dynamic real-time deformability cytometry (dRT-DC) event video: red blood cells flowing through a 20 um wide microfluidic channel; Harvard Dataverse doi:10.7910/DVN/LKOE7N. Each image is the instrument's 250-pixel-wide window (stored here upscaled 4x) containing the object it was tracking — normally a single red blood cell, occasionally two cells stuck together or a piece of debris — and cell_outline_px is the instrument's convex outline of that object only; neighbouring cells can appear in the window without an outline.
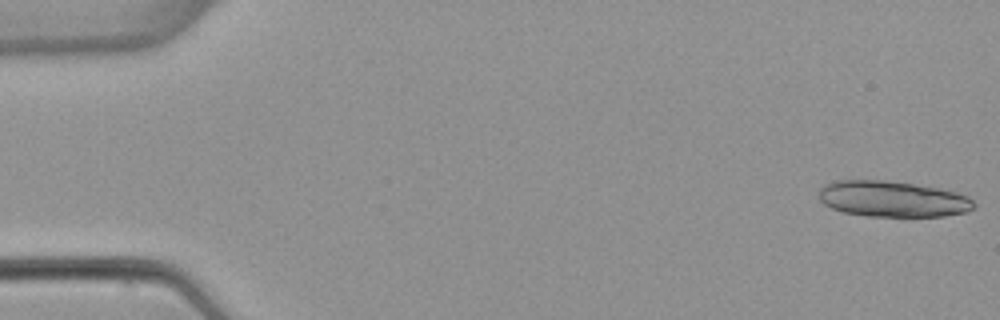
{"species": "common noctule bat (a hibernating species)", "species_latin": "Nyctalus noctula", "temperature_condition": "warm", "stored_images_in_passage": 5, "camera_frame_rate_fps": 3000, "um_per_image_px": 0.085, "animal": {"sex": "female", "body_mass_g": 22.7, "forearm_length_mm": 54.2}, "frame": {"image": 1, "passage_image": 1, "time_ms": 0.0, "image_size_px": [1000, 320], "cell_outline_px": [[976, 208], [964, 212], [944, 216], [868, 216], [844, 212], [832, 208], [824, 204], [820, 200], [820, 188], [824, 184], [832, 180], [884, 180], [940, 188], [956, 192], [968, 196], [976, 204]], "centroid_in_image_um": [75.87, 16.91], "position_along_channel_um": 9.1, "area_um2": 32.48}}
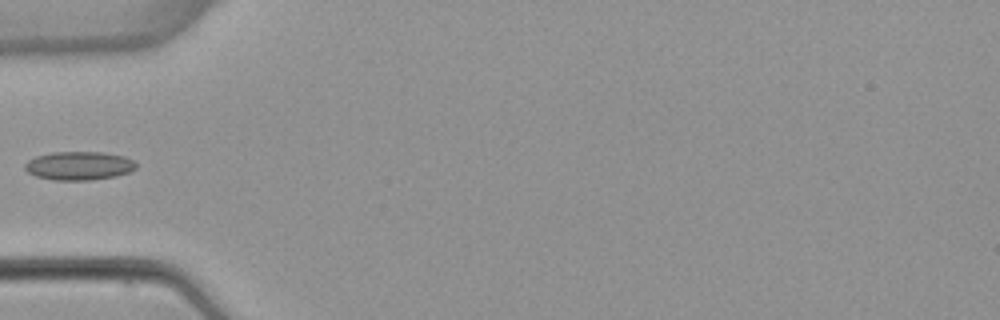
{"frame": {"image": 2, "passage_image": 5, "time_ms": 5.667, "image_size_px": [1000, 320], "cell_outline_px": [[136, 168], [128, 172], [116, 176], [92, 180], [52, 180], [36, 176], [28, 172], [24, 168], [24, 164], [28, 160], [36, 156], [52, 152], [100, 152], [124, 156], [132, 160], [136, 164]], "centroid_in_image_um": [6.69, 14.09], "position_along_channel_um": 78.3, "area_um2": 18.5}}